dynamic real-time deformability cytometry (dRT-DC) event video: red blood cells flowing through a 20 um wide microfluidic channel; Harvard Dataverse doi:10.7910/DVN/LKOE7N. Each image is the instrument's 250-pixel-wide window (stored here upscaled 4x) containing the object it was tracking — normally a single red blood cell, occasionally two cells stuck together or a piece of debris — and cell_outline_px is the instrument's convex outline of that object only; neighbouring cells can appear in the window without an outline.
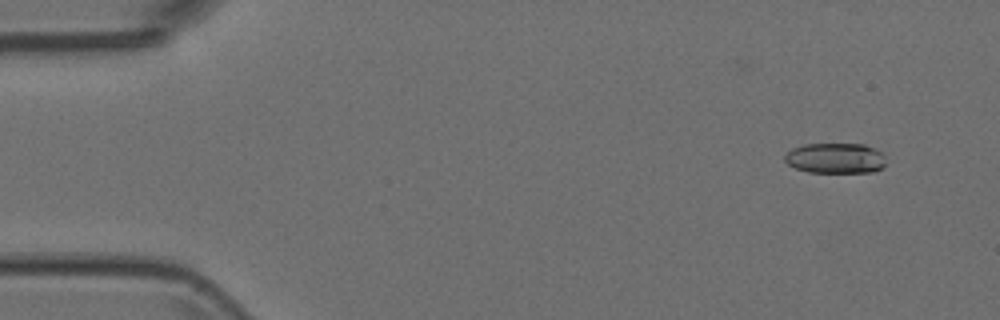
{"species": "Egyptian fruit bat (a non-hibernating species)", "species_latin": "Rousettus aegyptiacus", "temperature_condition": "room temperature", "stored_images_in_passage": 5, "camera_frame_rate_fps": 3000, "um_per_image_px": 0.085, "animal": {"sex": "female"}, "frame": {"image": 1, "passage_image": 2, "time_ms": 0.333, "image_size_px": [1000, 320], "cell_outline_px": [[884, 164], [880, 168], [872, 172], [808, 172], [796, 168], [788, 164], [784, 160], [784, 156], [792, 148], [804, 144], [864, 144], [880, 152], [884, 156]], "centroid_in_image_um": [70.97, 13.44], "position_along_channel_um": 14.0, "area_um2": 17.74}}
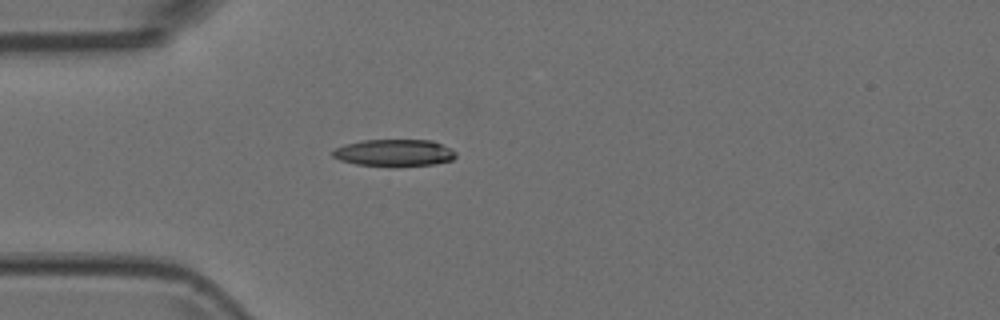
{"frame": {"image": 2, "passage_image": 5, "time_ms": 1.333, "image_size_px": [1000, 320], "cell_outline_px": [[456, 156], [452, 160], [432, 164], [356, 164], [340, 160], [332, 156], [332, 152], [336, 148], [344, 144], [360, 140], [432, 140], [456, 152]], "centroid_in_image_um": [33.47, 12.95], "position_along_channel_um": 51.5, "area_um2": 18.55}}